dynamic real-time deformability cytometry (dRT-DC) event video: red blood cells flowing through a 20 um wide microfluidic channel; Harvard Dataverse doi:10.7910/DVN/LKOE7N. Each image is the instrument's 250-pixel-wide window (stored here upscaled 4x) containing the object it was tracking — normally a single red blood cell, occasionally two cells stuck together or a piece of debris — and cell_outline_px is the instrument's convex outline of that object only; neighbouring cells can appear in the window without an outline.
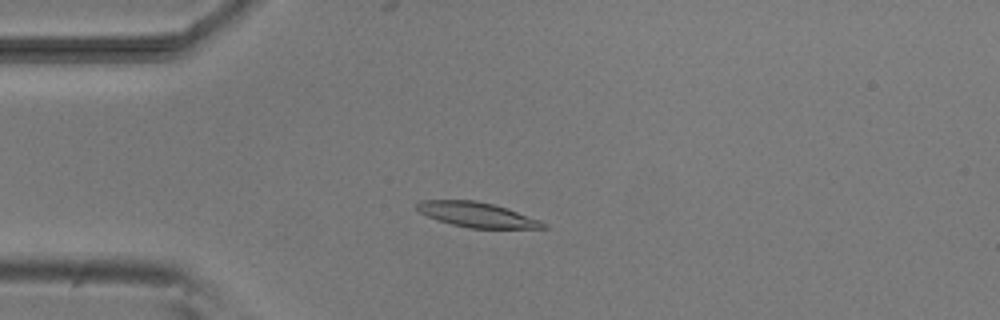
{"species": "common noctule bat (a hibernating species)", "species_latin": "Nyctalus noctula", "temperature_condition": "room temperature", "stored_images_in_passage": 7, "camera_frame_rate_fps": 3000, "um_per_image_px": 0.085, "animal": {"sex": "male", "body_mass_g": 20.5, "forearm_length_mm": 52.5}, "frame": {"image": 1, "passage_image": 4, "time_ms": 3.667, "image_size_px": [1000, 320], "cell_outline_px": [[548, 228], [468, 228], [452, 224], [428, 216], [420, 212], [416, 208], [416, 204], [420, 200], [476, 200], [508, 208], [540, 220], [548, 224]], "centroid_in_image_um": [40.57, 18.24], "position_along_channel_um": 44.4, "area_um2": 18.26}}
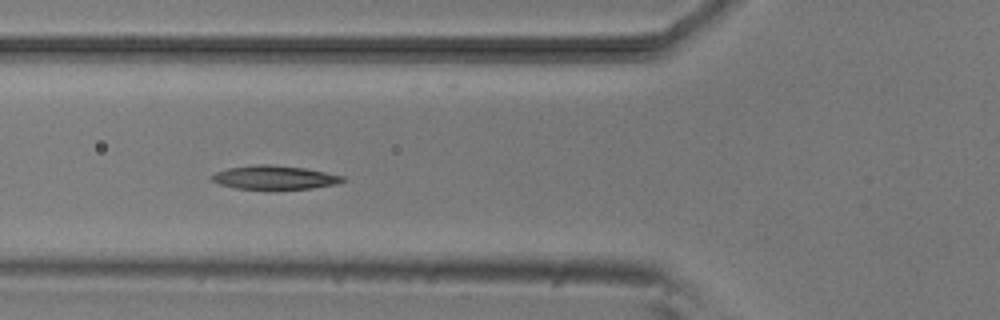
{"frame": {"image": 2, "passage_image": 6, "time_ms": 5.667, "image_size_px": [1000, 320], "cell_outline_px": [[348, 180], [336, 184], [312, 188], [236, 188], [220, 184], [212, 180], [208, 176], [216, 172], [228, 168], [252, 164], [268, 164], [304, 168], [344, 176]], "centroid_in_image_um": [23.33, 15.06], "position_along_channel_um": 102.5, "area_um2": 17.86}}
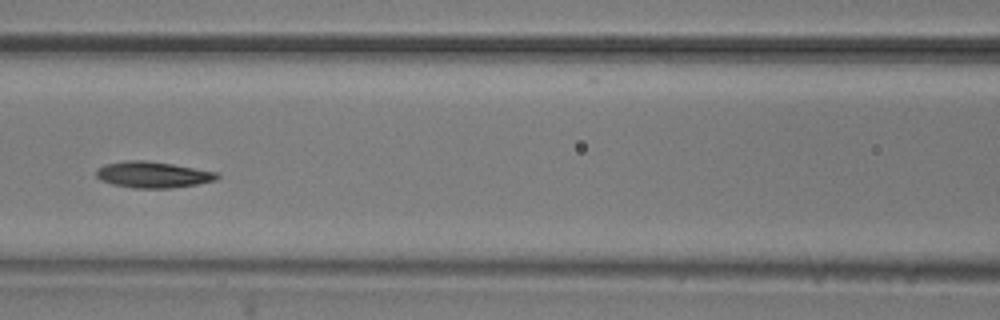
{"frame": {"image": 3, "passage_image": 7, "time_ms": 7.0, "image_size_px": [1000, 320], "cell_outline_px": [[220, 176], [216, 180], [196, 184], [172, 188], [132, 188], [112, 184], [100, 180], [96, 176], [96, 168], [104, 164], [128, 160], [144, 160], [172, 164], [216, 172]], "centroid_in_image_um": [12.95, 14.85], "position_along_channel_um": 153.7, "area_um2": 18.44}}